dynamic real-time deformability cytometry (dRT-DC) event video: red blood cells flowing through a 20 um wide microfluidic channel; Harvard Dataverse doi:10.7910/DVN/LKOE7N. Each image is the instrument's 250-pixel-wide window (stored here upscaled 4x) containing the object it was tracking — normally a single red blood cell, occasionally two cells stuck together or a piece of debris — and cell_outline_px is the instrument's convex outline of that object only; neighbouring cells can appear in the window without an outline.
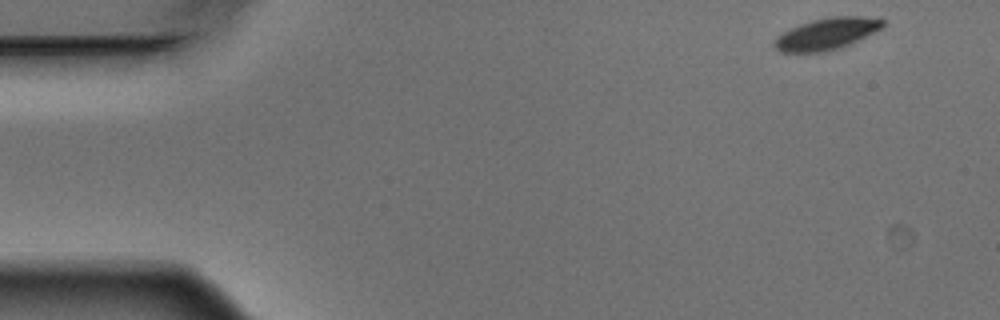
{"species": "Egyptian fruit bat (a non-hibernating species)", "species_latin": "Rousettus aegyptiacus", "temperature_condition": "warm", "stored_images_in_passage": 5, "segment_of_instrument_passage": [1, 2], "camera_frame_rate_fps": 3000, "um_per_image_px": 0.085, "animal": {"sex": "male"}, "frame": {"image": 1, "passage_image": 1, "time_ms": 0.0, "image_size_px": [1000, 320], "cell_outline_px": [[884, 24], [880, 28], [840, 48], [824, 52], [780, 52], [772, 44], [776, 36], [800, 24], [812, 20], [832, 16], [860, 16], [884, 20]], "centroid_in_image_um": [70.2, 2.88], "position_along_channel_um": 14.8, "area_um2": 19.59}}
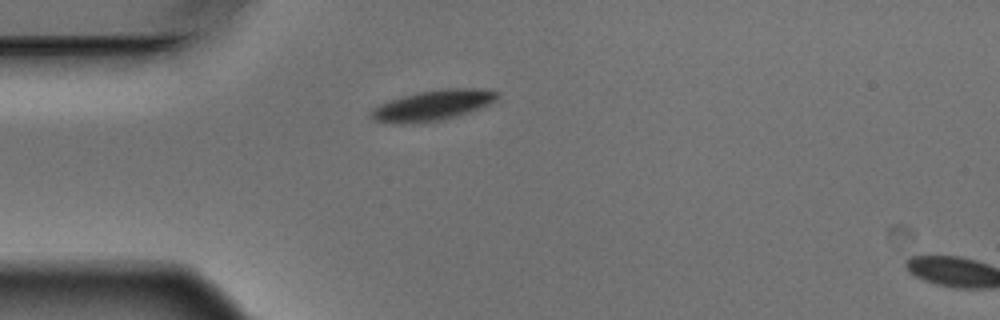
{"frame": {"image": 2, "passage_image": 4, "time_ms": 1.0, "image_size_px": [1000, 320], "cell_outline_px": [[500, 96], [496, 100], [480, 108], [456, 116], [440, 120], [412, 124], [400, 124], [372, 120], [368, 116], [368, 112], [380, 104], [404, 96], [420, 92], [440, 88], [480, 88], [500, 92]], "centroid_in_image_um": [36.78, 8.95], "position_along_channel_um": 48.2, "area_um2": 22.43}}